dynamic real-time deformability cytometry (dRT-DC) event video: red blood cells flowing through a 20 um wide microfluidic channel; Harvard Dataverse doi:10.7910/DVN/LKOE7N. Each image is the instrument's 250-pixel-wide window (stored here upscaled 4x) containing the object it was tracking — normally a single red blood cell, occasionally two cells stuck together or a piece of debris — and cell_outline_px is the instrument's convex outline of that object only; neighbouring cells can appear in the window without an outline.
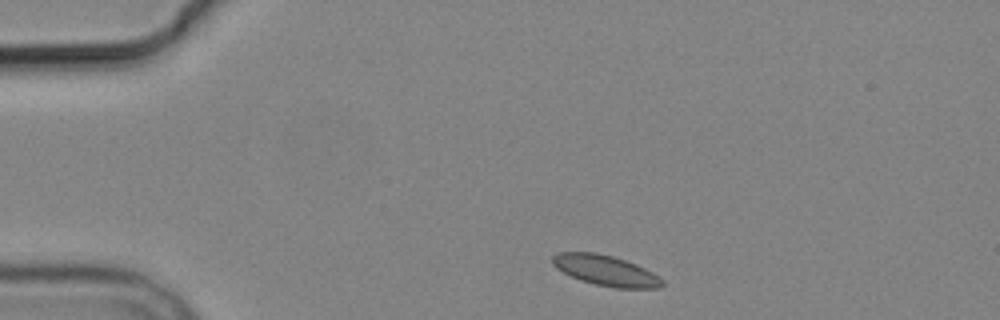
{"species": "common noctule bat (a hibernating species)", "species_latin": "Nyctalus noctula", "temperature_condition": "cold", "stored_images_in_passage": 7, "camera_frame_rate_fps": 3000, "um_per_image_px": 0.085, "animal": {"sex": "male", "body_mass_g": 19.2, "forearm_length_mm": 51.8}, "frame": {"image": 1, "passage_image": 1, "time_ms": 0.0, "image_size_px": [1000, 320], "cell_outline_px": [[664, 284], [660, 288], [616, 288], [596, 284], [580, 280], [556, 268], [552, 264], [552, 256], [556, 252], [592, 252], [612, 256], [636, 264], [652, 272], [664, 280]], "centroid_in_image_um": [51.48, 22.99], "position_along_channel_um": 33.5, "area_um2": 19.36}}
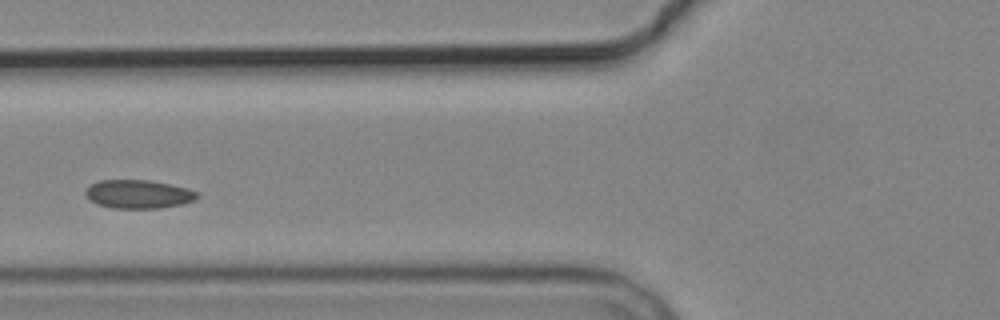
{"frame": {"image": 2, "passage_image": 4, "time_ms": 3.667, "image_size_px": [1000, 320], "cell_outline_px": [[200, 196], [196, 200], [180, 204], [160, 208], [112, 208], [96, 204], [88, 200], [84, 192], [88, 184], [100, 180], [152, 180], [188, 188], [196, 192]], "centroid_in_image_um": [11.72, 16.49], "position_along_channel_um": 114.1, "area_um2": 18.84}}
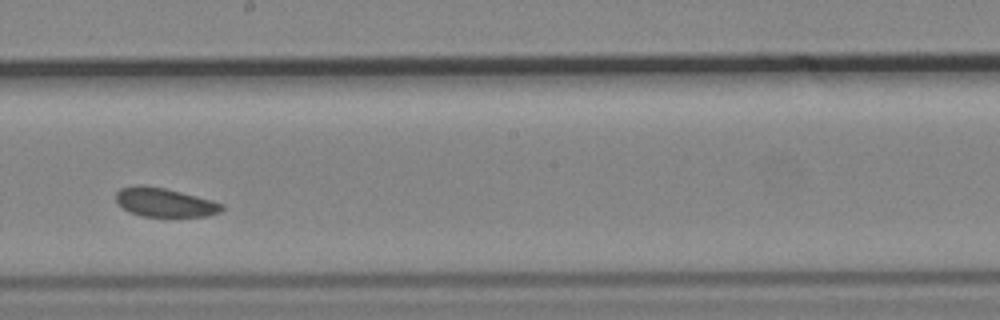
{"frame": {"image": 3, "passage_image": 7, "time_ms": 7.0, "image_size_px": [1000, 320], "cell_outline_px": [[224, 208], [220, 212], [208, 216], [140, 216], [128, 212], [116, 200], [116, 192], [120, 188], [136, 184], [164, 188], [212, 200], [224, 204]], "centroid_in_image_um": [13.99, 17.2], "position_along_channel_um": 234.2, "area_um2": 17.74}}